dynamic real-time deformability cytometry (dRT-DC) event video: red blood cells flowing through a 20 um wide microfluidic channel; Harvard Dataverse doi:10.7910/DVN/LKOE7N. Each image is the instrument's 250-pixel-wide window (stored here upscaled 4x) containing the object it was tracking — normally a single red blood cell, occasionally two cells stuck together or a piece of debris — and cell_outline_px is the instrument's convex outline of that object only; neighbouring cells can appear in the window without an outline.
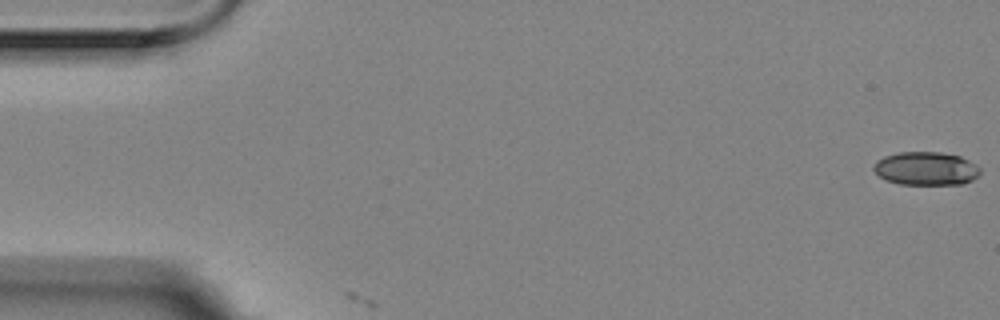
{"species": "Egyptian fruit bat (a non-hibernating species)", "species_latin": "Rousettus aegyptiacus", "temperature_condition": "room temperature", "stored_images_in_passage": 2, "camera_frame_rate_fps": 3000, "um_per_image_px": 0.085, "animal": {"sex": "female"}, "frame": {"image": 1, "passage_image": 1, "time_ms": 0.0, "image_size_px": [1000, 320], "cell_outline_px": [[980, 172], [972, 180], [964, 184], [900, 184], [884, 180], [872, 168], [876, 160], [884, 156], [900, 152], [940, 152], [960, 156], [976, 164], [980, 168]], "centroid_in_image_um": [78.7, 14.32], "position_along_channel_um": 6.3, "area_um2": 20.75}}